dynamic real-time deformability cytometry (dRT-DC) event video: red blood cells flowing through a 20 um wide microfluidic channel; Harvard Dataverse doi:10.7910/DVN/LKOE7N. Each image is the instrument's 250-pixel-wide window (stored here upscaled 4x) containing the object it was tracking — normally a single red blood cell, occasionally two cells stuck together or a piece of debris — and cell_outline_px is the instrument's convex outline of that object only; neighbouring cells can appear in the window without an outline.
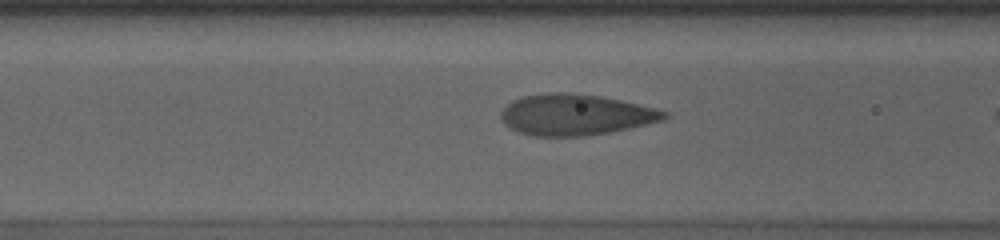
{"species": "human", "species_latin": "Homo sapiens", "temperature_condition": "cold", "stored_images_in_passage": 24, "camera_frame_rate_fps": 3000, "um_per_image_px": 0.085, "donor": {"sex": "male"}, "frame": {"image": 1, "passage_image": 18, "time_ms": 5.667, "image_size_px": [1000, 240], "cell_outline_px": [[668, 116], [664, 120], [612, 132], [588, 136], [532, 136], [520, 132], [512, 128], [500, 116], [500, 112], [512, 100], [524, 96], [552, 92], [572, 92], [600, 96], [620, 100], [656, 108], [668, 112]], "centroid_in_image_um": [48.95, 9.75], "position_along_channel_um": 117.6, "area_um2": 38.96}}
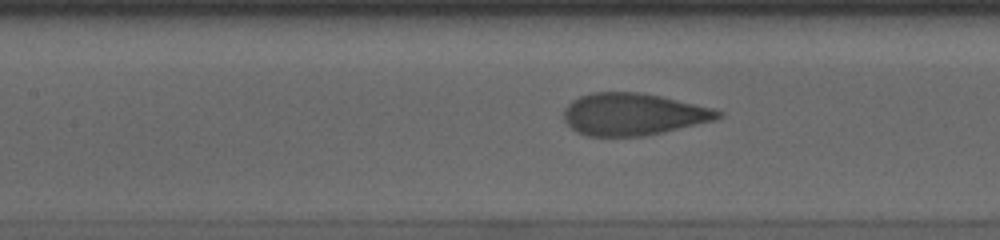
{"frame": {"image": 2, "passage_image": 21, "time_ms": 6.667, "image_size_px": [1000, 240], "cell_outline_px": [[724, 116], [716, 120], [664, 132], [644, 136], [584, 136], [576, 132], [564, 120], [564, 108], [572, 100], [580, 96], [592, 92], [636, 92], [660, 96], [712, 108], [724, 112]], "centroid_in_image_um": [53.82, 9.72], "position_along_channel_um": 153.6, "area_um2": 37.92}}